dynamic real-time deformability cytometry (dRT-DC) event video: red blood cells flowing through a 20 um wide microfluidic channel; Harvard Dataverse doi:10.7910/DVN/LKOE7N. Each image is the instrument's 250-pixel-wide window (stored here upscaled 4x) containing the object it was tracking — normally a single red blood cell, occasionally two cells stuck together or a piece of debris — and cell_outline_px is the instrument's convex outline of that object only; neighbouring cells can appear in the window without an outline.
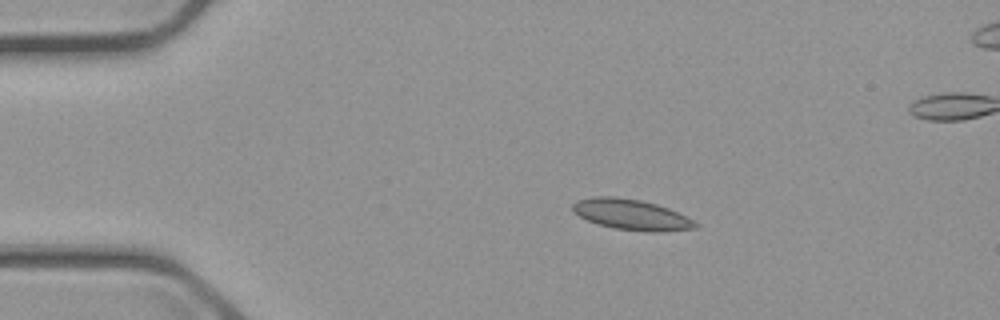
{"species": "common noctule bat (a hibernating species)", "species_latin": "Nyctalus noctula", "temperature_condition": "cold", "stored_images_in_passage": 4, "camera_frame_rate_fps": 3000, "um_per_image_px": 0.085, "animal": {"sex": "male", "body_mass_g": 23.1, "forearm_length_mm": 52.7}, "frame": {"image": 1, "passage_image": 2, "time_ms": 1.667, "image_size_px": [1000, 320], "cell_outline_px": [[700, 224], [696, 228], [660, 232], [648, 232], [616, 228], [596, 224], [572, 212], [572, 204], [576, 200], [592, 196], [616, 196], [640, 200], [656, 204], [668, 208]], "centroid_in_image_um": [53.62, 18.23], "position_along_channel_um": 31.4, "area_um2": 21.91}}